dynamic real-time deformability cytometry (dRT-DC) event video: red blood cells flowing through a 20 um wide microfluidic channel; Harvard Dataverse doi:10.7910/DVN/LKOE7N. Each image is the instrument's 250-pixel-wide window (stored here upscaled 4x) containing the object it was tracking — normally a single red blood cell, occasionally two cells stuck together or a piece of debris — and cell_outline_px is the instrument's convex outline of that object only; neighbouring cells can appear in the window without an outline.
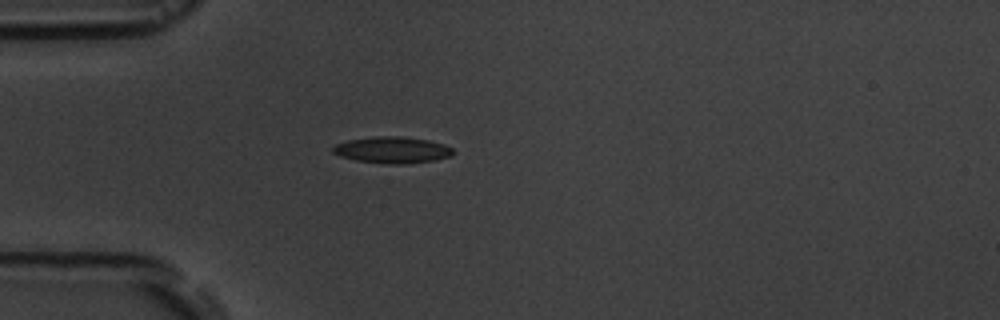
{"species": "common noctule bat (a hibernating species)", "species_latin": "Nyctalus noctula", "temperature_condition": "room temperature", "stored_images_in_passage": 4, "camera_frame_rate_fps": 3000, "um_per_image_px": 0.085, "animal": {"sex": "male", "body_mass_g": 19.5, "forearm_length_mm": 54.6}, "frame": {"image": 1, "passage_image": 3, "time_ms": 3.0, "image_size_px": [1000, 320], "cell_outline_px": [[456, 152], [452, 156], [436, 160], [404, 164], [392, 164], [356, 160], [340, 156], [332, 152], [332, 148], [336, 144], [348, 140], [376, 136], [404, 136], [428, 140], [444, 144], [452, 148]], "centroid_in_image_um": [33.39, 12.74], "position_along_channel_um": 51.6, "area_um2": 18.61}}